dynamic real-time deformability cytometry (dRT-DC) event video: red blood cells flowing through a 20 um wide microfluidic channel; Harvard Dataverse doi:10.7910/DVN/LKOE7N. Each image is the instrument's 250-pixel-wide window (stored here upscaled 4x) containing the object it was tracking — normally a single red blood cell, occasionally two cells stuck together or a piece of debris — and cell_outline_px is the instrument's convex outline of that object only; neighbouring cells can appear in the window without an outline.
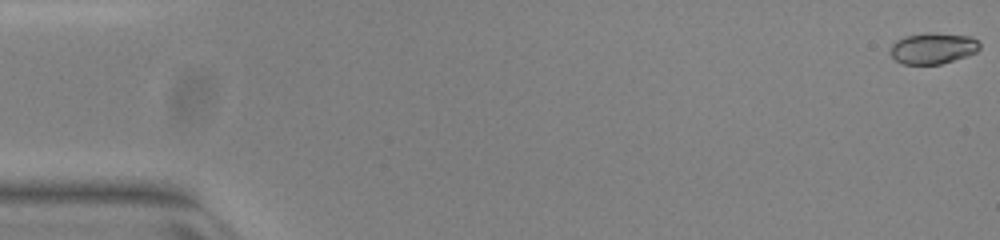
{"species": "common noctule bat (a hibernating species)", "species_latin": "Nyctalus noctula", "temperature_condition": "warm", "stored_images_in_passage": 52, "camera_frame_rate_fps": 3000, "um_per_image_px": 0.085, "animal": {"sex": "female", "body_mass_g": 23.0, "forearm_length_mm": 53.4}, "frame": {"image": 1, "passage_image": 1, "time_ms": 0.0, "image_size_px": [1000, 240], "cell_outline_px": [[980, 48], [976, 52], [940, 64], [904, 64], [896, 60], [888, 52], [892, 44], [896, 40], [904, 36], [928, 32], [932, 32], [972, 36], [980, 44]], "centroid_in_image_um": [79.27, 4.08], "position_along_channel_um": 5.7, "area_um2": 16.24}}
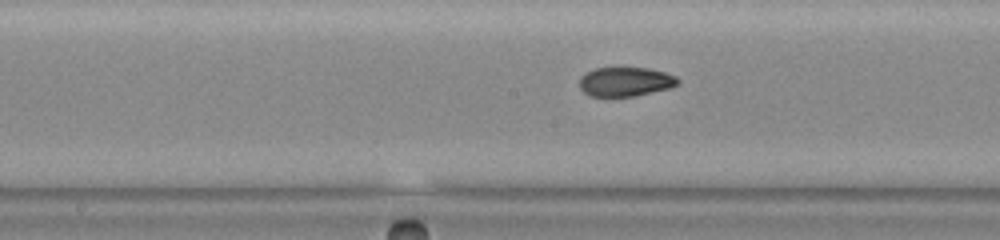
{"frame": {"image": 2, "passage_image": 27, "time_ms": 8.667, "image_size_px": [1000, 240], "cell_outline_px": [[680, 84], [668, 88], [632, 96], [588, 96], [580, 88], [580, 76], [584, 72], [596, 68], [616, 64], [648, 68], [664, 72], [676, 76], [680, 80]], "centroid_in_image_um": [53.12, 6.88], "position_along_channel_um": 195.1, "area_um2": 17.46}}
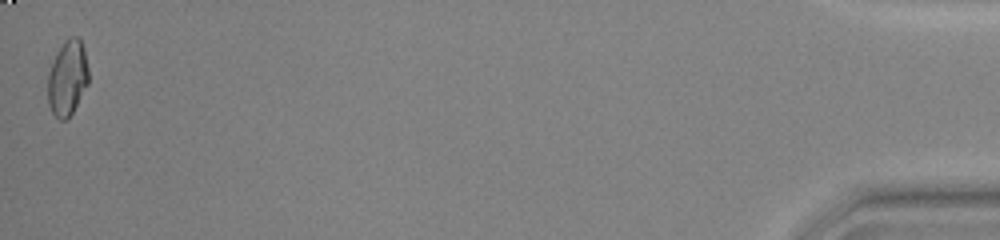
{"frame": {"image": 3, "passage_image": 52, "time_ms": 17.0, "image_size_px": [1000, 240], "cell_outline_px": [[88, 84], [72, 112], [64, 120], [60, 120], [52, 112], [48, 104], [48, 72], [64, 40], [68, 36], [76, 36], [80, 40], [84, 48], [88, 68]], "centroid_in_image_um": [5.74, 6.61], "position_along_channel_um": 429.5, "area_um2": 17.63}, "authors_computed_cell_mechanics": {"area_um2": 17.2244, "velocity_mm_per_s": 3.9972, "shape_relaxation_time_tau1_ms": 7.0799, "shape_relaxation_time_tau2_ms": 1.0251, "deformation_change_tau1": 0.2301, "deformation_change_tau2": 0.0473}}